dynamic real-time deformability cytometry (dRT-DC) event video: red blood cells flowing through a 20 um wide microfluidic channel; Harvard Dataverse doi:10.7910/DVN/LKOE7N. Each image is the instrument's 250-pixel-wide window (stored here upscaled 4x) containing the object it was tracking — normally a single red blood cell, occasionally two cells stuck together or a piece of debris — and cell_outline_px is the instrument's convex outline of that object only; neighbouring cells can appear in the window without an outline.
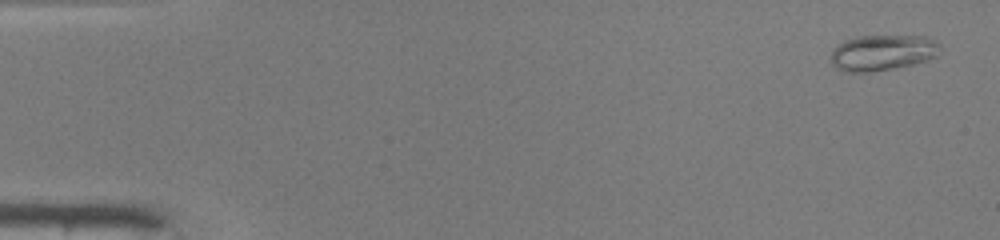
{"species": "common noctule bat (a hibernating species)", "species_latin": "Nyctalus noctula", "temperature_condition": "warm", "stored_images_in_passage": 49, "camera_frame_rate_fps": 3000, "um_per_image_px": 0.085, "animal": {"sex": "male", "body_mass_g": 19.0, "forearm_length_mm": 50.8}, "frame": {"image": 1, "passage_image": 2, "time_ms": 0.333, "image_size_px": [1000, 240], "cell_outline_px": [[940, 44], [936, 56], [928, 60], [912, 64], [892, 68], [868, 72], [844, 72], [836, 68], [832, 64], [832, 48], [844, 40], [856, 36], [928, 36]], "centroid_in_image_um": [74.99, 4.46], "position_along_channel_um": 10.0, "area_um2": 22.77}}
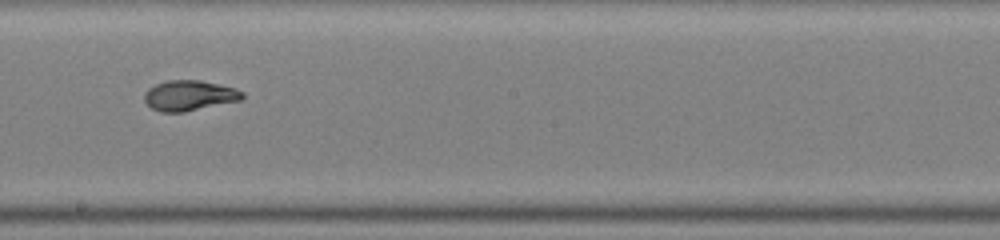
{"frame": {"image": 2, "passage_image": 28, "time_ms": 9.0, "image_size_px": [1000, 240], "cell_outline_px": [[244, 96], [240, 100], [184, 112], [160, 112], [152, 108], [144, 100], [144, 92], [148, 88], [156, 84], [168, 80], [200, 80], [236, 88], [244, 92]], "centroid_in_image_um": [16.08, 8.11], "position_along_channel_um": 232.1, "area_um2": 17.28}}
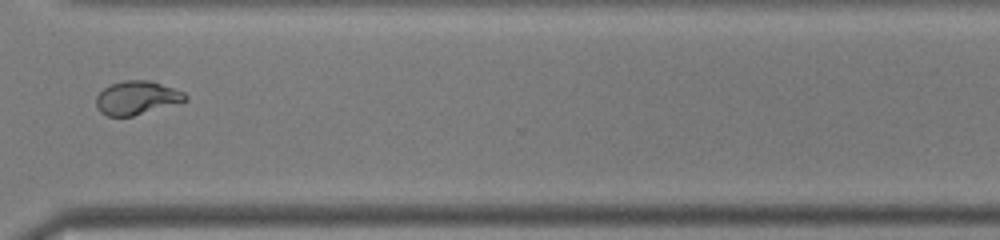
{"frame": {"image": 3, "passage_image": 37, "time_ms": 12.0, "image_size_px": [1000, 240], "cell_outline_px": [[188, 100], [180, 104], [132, 116], [108, 116], [100, 112], [96, 104], [96, 96], [104, 88], [112, 84], [124, 80], [148, 80], [184, 92], [188, 96]], "centroid_in_image_um": [11.66, 8.33], "position_along_channel_um": 358.9, "area_um2": 17.51}, "authors_computed_cell_mechanics": {"area_um2": 18.3226, "velocity_mm_per_s": 4.2028, "shape_relaxation_time_tau1_ms": 10.6182, "shape_relaxation_time_tau2_ms": 1.408, "deformation_change_tau1": 0.3355, "deformation_change_tau2": 0.0489}}